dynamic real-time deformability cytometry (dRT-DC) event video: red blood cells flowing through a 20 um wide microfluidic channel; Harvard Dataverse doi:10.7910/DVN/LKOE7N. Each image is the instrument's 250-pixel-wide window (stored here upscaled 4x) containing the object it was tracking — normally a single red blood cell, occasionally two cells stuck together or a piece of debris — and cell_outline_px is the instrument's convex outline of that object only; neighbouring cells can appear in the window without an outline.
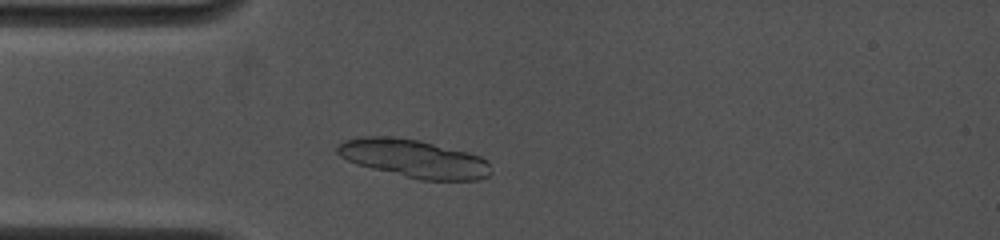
{"species": "common noctule bat (a hibernating species)", "species_latin": "Nyctalus noctula", "temperature_condition": "cold", "stored_images_in_passage": 3, "camera_frame_rate_fps": 4500, "um_per_image_px": 0.085, "animal": {"sex": "female", "body_mass_g": 19.0, "forearm_length_mm": 53.3}, "frame": {"image": 1, "passage_image": 3, "time_ms": 2.0, "image_size_px": [1000, 240], "cell_outline_px": [[492, 172], [488, 176], [476, 180], [420, 180], [356, 164], [340, 156], [336, 152], [336, 148], [344, 140], [360, 136], [388, 136], [420, 140], [468, 152], [480, 156], [488, 160]], "centroid_in_image_um": [35.2, 13.47], "position_along_channel_um": 49.8, "area_um2": 34.16}}